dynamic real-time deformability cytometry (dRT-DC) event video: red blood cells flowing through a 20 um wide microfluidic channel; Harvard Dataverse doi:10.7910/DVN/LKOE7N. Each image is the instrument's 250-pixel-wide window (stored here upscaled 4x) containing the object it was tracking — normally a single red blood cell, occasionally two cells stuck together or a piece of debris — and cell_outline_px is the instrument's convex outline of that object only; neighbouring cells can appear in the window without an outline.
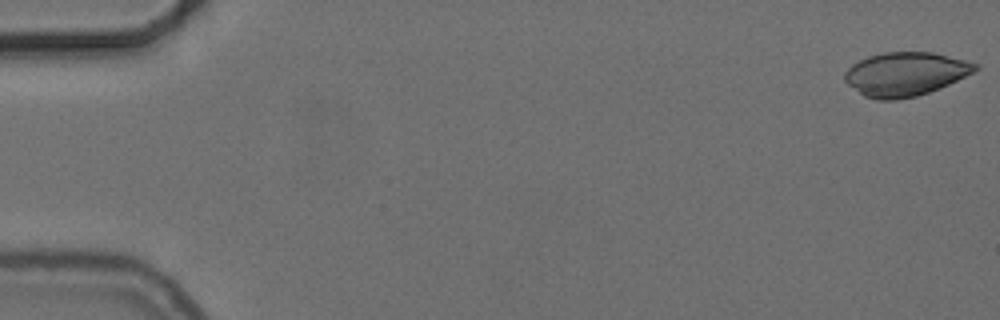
{"species": "common noctule bat (a hibernating species)", "species_latin": "Nyctalus noctula", "temperature_condition": "cold", "stored_images_in_passage": 15, "camera_frame_rate_fps": 3000, "um_per_image_px": 0.085, "animal": {"sex": "female", "body_mass_g": 24.6, "forearm_length_mm": 56.2}, "frame": {"image": 1, "passage_image": 1, "time_ms": 0.0, "image_size_px": [1000, 320], "cell_outline_px": [[980, 68], [940, 88], [916, 96], [896, 100], [876, 100], [864, 96], [848, 84], [844, 80], [844, 72], [852, 64], [868, 56], [884, 52], [932, 52], [980, 64]], "centroid_in_image_um": [76.93, 6.29], "position_along_channel_um": 8.1, "area_um2": 33.12}}
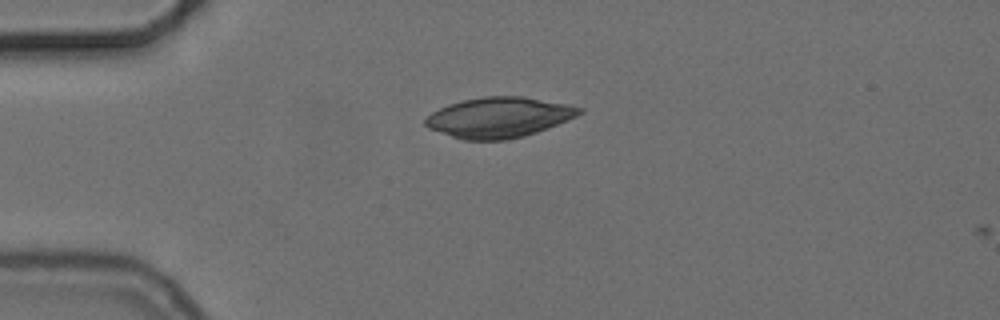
{"frame": {"image": 2, "passage_image": 14, "time_ms": 4.333, "image_size_px": [1000, 320], "cell_outline_px": [[584, 112], [568, 120], [548, 128], [524, 136], [508, 140], [464, 140], [428, 128], [424, 124], [424, 120], [432, 112], [448, 104], [464, 100], [484, 96], [524, 96], [584, 108]], "centroid_in_image_um": [42.41, 9.98], "position_along_channel_um": 42.6, "area_um2": 36.07}}